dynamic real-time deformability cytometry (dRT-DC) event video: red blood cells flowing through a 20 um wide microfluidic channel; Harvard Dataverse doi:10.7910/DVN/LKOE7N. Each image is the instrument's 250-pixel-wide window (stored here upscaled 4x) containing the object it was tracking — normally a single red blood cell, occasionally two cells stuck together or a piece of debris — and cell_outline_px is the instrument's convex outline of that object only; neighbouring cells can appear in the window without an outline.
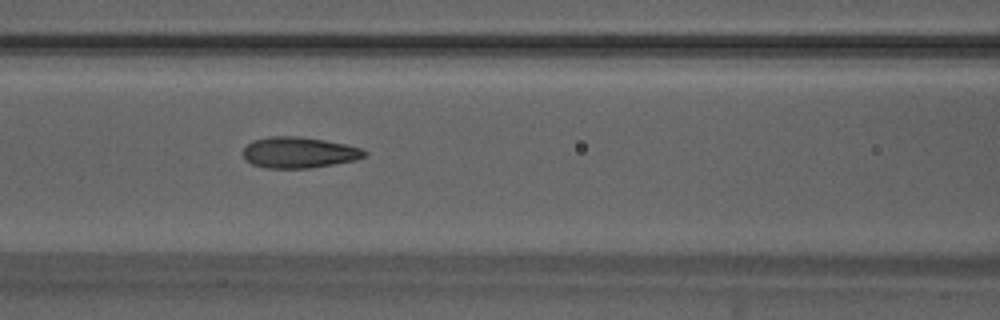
{"species": "Egyptian fruit bat (a non-hibernating species)", "species_latin": "Rousettus aegyptiacus", "temperature_condition": "warm", "stored_images_in_passage": 52, "camera_frame_rate_fps": 3000, "um_per_image_px": 0.085, "animal": {"sex": "male"}, "frame": {"image": 1, "passage_image": 23, "time_ms": 7.333, "image_size_px": [1000, 320], "cell_outline_px": [[368, 156], [356, 160], [308, 168], [268, 168], [252, 164], [244, 160], [244, 148], [252, 140], [268, 136], [300, 136], [324, 140], [344, 144], [360, 148], [368, 152]], "centroid_in_image_um": [25.41, 12.96], "position_along_channel_um": 141.2, "area_um2": 21.96}}
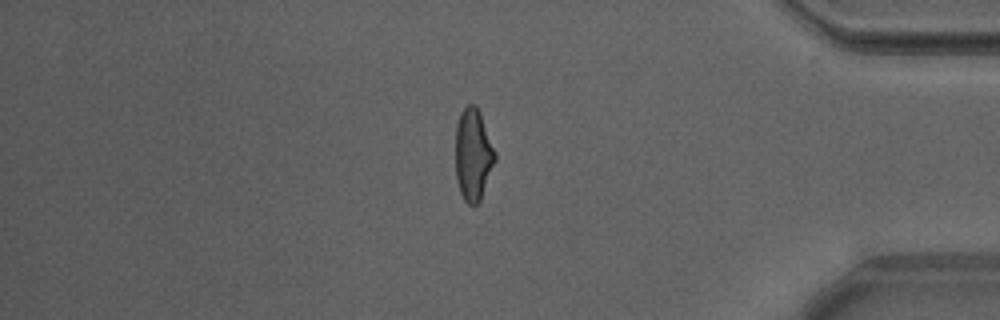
{"frame": {"image": 2, "passage_image": 45, "time_ms": 14.667, "image_size_px": [1000, 320], "cell_outline_px": [[496, 160], [480, 200], [476, 204], [468, 204], [464, 200], [460, 192], [456, 180], [456, 124], [460, 112], [468, 104], [476, 104], [480, 112], [496, 152]], "centroid_in_image_um": [40.22, 13.12], "position_along_channel_um": 395.0, "area_um2": 21.27}, "authors_computed_cell_mechanics": {"area_um2": 21.3571, "velocity_mm_per_s": 3.8855, "shape_relaxation_time_tau1_ms": 6.0148, "shape_relaxation_time_tau2_ms": 1.1374, "deformation_change_tau1": 0.206, "deformation_change_tau2": 0.1007}}